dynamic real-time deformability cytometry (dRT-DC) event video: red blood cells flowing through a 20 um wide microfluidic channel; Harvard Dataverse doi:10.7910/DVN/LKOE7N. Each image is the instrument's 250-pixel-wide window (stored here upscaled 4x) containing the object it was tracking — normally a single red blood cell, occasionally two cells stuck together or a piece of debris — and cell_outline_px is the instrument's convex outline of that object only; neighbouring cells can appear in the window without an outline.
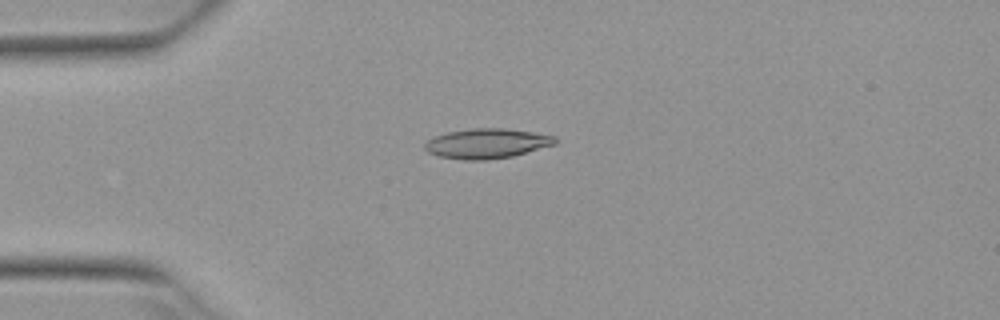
{"species": "Egyptian fruit bat (a non-hibernating species)", "species_latin": "Rousettus aegyptiacus", "temperature_condition": "warm", "stored_images_in_passage": 5, "camera_frame_rate_fps": 3000, "um_per_image_px": 0.085, "animal": {"sex": "female"}, "frame": {"image": 1, "passage_image": 3, "time_ms": 0.667, "image_size_px": [1000, 320], "cell_outline_px": [[556, 144], [512, 156], [488, 160], [464, 160], [440, 156], [428, 152], [424, 148], [424, 144], [428, 140], [436, 136], [448, 132], [472, 128], [504, 128], [532, 132], [556, 136]], "centroid_in_image_um": [41.39, 12.19], "position_along_channel_um": 43.6, "area_um2": 22.54}}
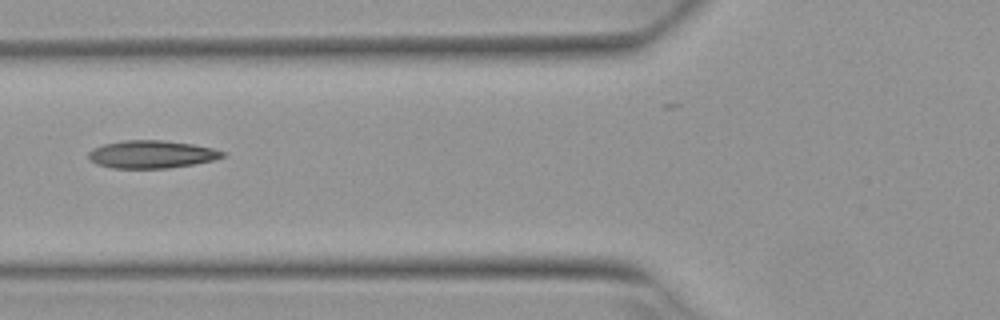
{"frame": {"image": 2, "passage_image": 5, "time_ms": 1.333, "image_size_px": [1000, 320], "cell_outline_px": [[224, 156], [212, 160], [192, 164], [168, 168], [112, 168], [96, 164], [88, 156], [88, 152], [104, 144], [124, 140], [164, 140], [192, 144], [212, 148], [224, 152]], "centroid_in_image_um": [12.87, 13.11], "position_along_channel_um": 112.9, "area_um2": 21.39}}